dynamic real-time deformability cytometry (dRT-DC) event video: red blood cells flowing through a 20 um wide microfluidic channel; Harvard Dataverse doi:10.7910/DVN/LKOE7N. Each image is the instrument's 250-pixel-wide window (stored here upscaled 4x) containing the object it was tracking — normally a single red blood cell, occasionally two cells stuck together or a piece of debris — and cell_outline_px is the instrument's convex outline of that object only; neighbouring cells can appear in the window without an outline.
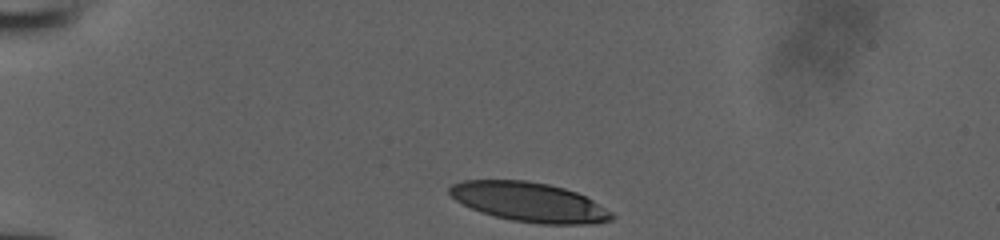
{"species": "human", "species_latin": "Homo sapiens", "temperature_condition": "room temperature", "stored_images_in_passage": 32, "camera_frame_rate_fps": 3000, "um_per_image_px": 0.085, "donor": {"sex": "male"}, "frame": {"image": 1, "passage_image": 1, "time_ms": 0.0, "image_size_px": [1000, 240], "cell_outline_px": [[616, 216], [612, 220], [592, 224], [540, 224], [512, 220], [480, 212], [456, 200], [448, 192], [448, 188], [452, 184], [464, 180], [528, 180], [548, 184], [564, 188], [576, 192], [592, 200], [612, 212]], "centroid_in_image_um": [45.0, 17.17], "position_along_channel_um": 40.0, "area_um2": 37.17}}
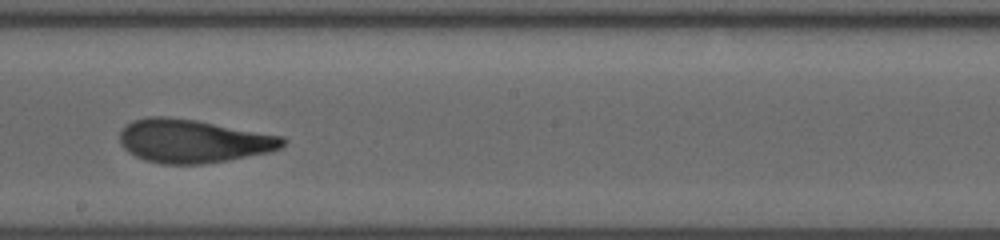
{"frame": {"image": 2, "passage_image": 19, "time_ms": 6.0, "image_size_px": [1000, 240], "cell_outline_px": [[288, 140], [280, 148], [268, 152], [228, 160], [204, 164], [160, 164], [144, 160], [128, 152], [120, 144], [120, 132], [124, 124], [132, 120], [148, 116], [168, 116], [196, 120], [284, 136]], "centroid_in_image_um": [16.39, 11.98], "position_along_channel_um": 231.8, "area_um2": 41.56}}
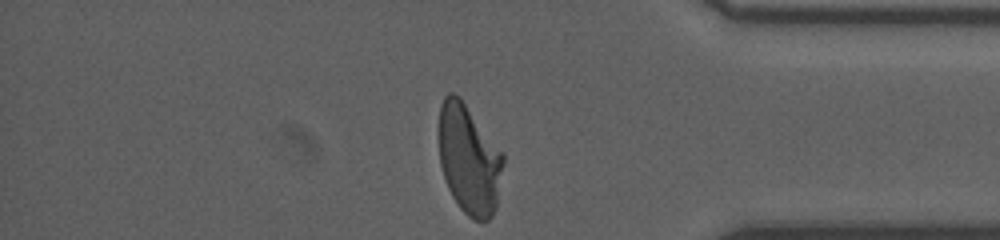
{"frame": {"image": 3, "passage_image": 32, "time_ms": 10.333, "image_size_px": [1000, 240], "cell_outline_px": [[504, 164], [496, 208], [492, 216], [488, 220], [472, 220], [460, 208], [452, 196], [448, 188], [440, 164], [440, 104], [444, 96], [448, 92], [452, 92], [460, 96], [504, 152]], "centroid_in_image_um": [39.9, 13.53], "position_along_channel_um": 395.3, "area_um2": 41.44}}